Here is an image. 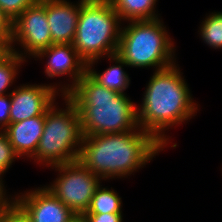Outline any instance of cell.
<instances>
[{
  "label": "cell",
  "mask_w": 222,
  "mask_h": 222,
  "mask_svg": "<svg viewBox=\"0 0 222 222\" xmlns=\"http://www.w3.org/2000/svg\"><path fill=\"white\" fill-rule=\"evenodd\" d=\"M142 95L137 106L138 125L164 148L172 143L165 131L190 121L200 109L177 63L154 71Z\"/></svg>",
  "instance_id": "cell-1"
},
{
  "label": "cell",
  "mask_w": 222,
  "mask_h": 222,
  "mask_svg": "<svg viewBox=\"0 0 222 222\" xmlns=\"http://www.w3.org/2000/svg\"><path fill=\"white\" fill-rule=\"evenodd\" d=\"M165 148L140 127L114 134L83 136L78 160L103 181L128 178Z\"/></svg>",
  "instance_id": "cell-2"
},
{
  "label": "cell",
  "mask_w": 222,
  "mask_h": 222,
  "mask_svg": "<svg viewBox=\"0 0 222 222\" xmlns=\"http://www.w3.org/2000/svg\"><path fill=\"white\" fill-rule=\"evenodd\" d=\"M80 115L82 134L123 133L139 128L137 105L126 93H118L96 82L87 72L66 94Z\"/></svg>",
  "instance_id": "cell-3"
},
{
  "label": "cell",
  "mask_w": 222,
  "mask_h": 222,
  "mask_svg": "<svg viewBox=\"0 0 222 222\" xmlns=\"http://www.w3.org/2000/svg\"><path fill=\"white\" fill-rule=\"evenodd\" d=\"M173 40L161 18L128 21L122 24L117 54L130 68L158 71L177 61Z\"/></svg>",
  "instance_id": "cell-4"
},
{
  "label": "cell",
  "mask_w": 222,
  "mask_h": 222,
  "mask_svg": "<svg viewBox=\"0 0 222 222\" xmlns=\"http://www.w3.org/2000/svg\"><path fill=\"white\" fill-rule=\"evenodd\" d=\"M122 22L109 0H85L73 47L87 65L117 54Z\"/></svg>",
  "instance_id": "cell-5"
},
{
  "label": "cell",
  "mask_w": 222,
  "mask_h": 222,
  "mask_svg": "<svg viewBox=\"0 0 222 222\" xmlns=\"http://www.w3.org/2000/svg\"><path fill=\"white\" fill-rule=\"evenodd\" d=\"M61 98L65 102L63 108L55 102L45 113L43 134L36 153L30 158V161H37L45 167L78 160L82 146L83 134L77 107L66 95Z\"/></svg>",
  "instance_id": "cell-6"
},
{
  "label": "cell",
  "mask_w": 222,
  "mask_h": 222,
  "mask_svg": "<svg viewBox=\"0 0 222 222\" xmlns=\"http://www.w3.org/2000/svg\"><path fill=\"white\" fill-rule=\"evenodd\" d=\"M50 168L58 172L57 178L44 186L80 218L103 180L79 160Z\"/></svg>",
  "instance_id": "cell-7"
},
{
  "label": "cell",
  "mask_w": 222,
  "mask_h": 222,
  "mask_svg": "<svg viewBox=\"0 0 222 222\" xmlns=\"http://www.w3.org/2000/svg\"><path fill=\"white\" fill-rule=\"evenodd\" d=\"M15 45L21 46V50ZM50 45H52V39L47 22L46 0H41L24 10L12 22L9 50L26 60L34 58Z\"/></svg>",
  "instance_id": "cell-8"
},
{
  "label": "cell",
  "mask_w": 222,
  "mask_h": 222,
  "mask_svg": "<svg viewBox=\"0 0 222 222\" xmlns=\"http://www.w3.org/2000/svg\"><path fill=\"white\" fill-rule=\"evenodd\" d=\"M47 60L44 73L48 78L62 77L65 75L71 81L53 86L61 93L66 95L83 77L87 71V64L80 58L73 44H52L47 49L40 51L34 59ZM47 57V58H46Z\"/></svg>",
  "instance_id": "cell-9"
},
{
  "label": "cell",
  "mask_w": 222,
  "mask_h": 222,
  "mask_svg": "<svg viewBox=\"0 0 222 222\" xmlns=\"http://www.w3.org/2000/svg\"><path fill=\"white\" fill-rule=\"evenodd\" d=\"M59 91L50 84H21L10 93V123L20 122L36 116H45L56 102Z\"/></svg>",
  "instance_id": "cell-10"
},
{
  "label": "cell",
  "mask_w": 222,
  "mask_h": 222,
  "mask_svg": "<svg viewBox=\"0 0 222 222\" xmlns=\"http://www.w3.org/2000/svg\"><path fill=\"white\" fill-rule=\"evenodd\" d=\"M26 191L14 194L13 200L33 222H79V217L45 186Z\"/></svg>",
  "instance_id": "cell-11"
},
{
  "label": "cell",
  "mask_w": 222,
  "mask_h": 222,
  "mask_svg": "<svg viewBox=\"0 0 222 222\" xmlns=\"http://www.w3.org/2000/svg\"><path fill=\"white\" fill-rule=\"evenodd\" d=\"M69 0H46L47 22L52 44H72L76 35L81 4Z\"/></svg>",
  "instance_id": "cell-12"
},
{
  "label": "cell",
  "mask_w": 222,
  "mask_h": 222,
  "mask_svg": "<svg viewBox=\"0 0 222 222\" xmlns=\"http://www.w3.org/2000/svg\"><path fill=\"white\" fill-rule=\"evenodd\" d=\"M45 116H36L20 122L10 123L5 129L9 143L22 159H30L37 150L43 134Z\"/></svg>",
  "instance_id": "cell-13"
},
{
  "label": "cell",
  "mask_w": 222,
  "mask_h": 222,
  "mask_svg": "<svg viewBox=\"0 0 222 222\" xmlns=\"http://www.w3.org/2000/svg\"><path fill=\"white\" fill-rule=\"evenodd\" d=\"M112 65L105 69L102 73L96 71L94 65H87V73L100 85L114 90L118 93H125L129 88L131 79L126 73L124 66L129 67L118 54L106 57Z\"/></svg>",
  "instance_id": "cell-14"
},
{
  "label": "cell",
  "mask_w": 222,
  "mask_h": 222,
  "mask_svg": "<svg viewBox=\"0 0 222 222\" xmlns=\"http://www.w3.org/2000/svg\"><path fill=\"white\" fill-rule=\"evenodd\" d=\"M109 1L123 24L128 21L155 20L161 17L155 9L158 0Z\"/></svg>",
  "instance_id": "cell-15"
},
{
  "label": "cell",
  "mask_w": 222,
  "mask_h": 222,
  "mask_svg": "<svg viewBox=\"0 0 222 222\" xmlns=\"http://www.w3.org/2000/svg\"><path fill=\"white\" fill-rule=\"evenodd\" d=\"M86 213H123L122 197L113 188L102 184L96 189Z\"/></svg>",
  "instance_id": "cell-16"
},
{
  "label": "cell",
  "mask_w": 222,
  "mask_h": 222,
  "mask_svg": "<svg viewBox=\"0 0 222 222\" xmlns=\"http://www.w3.org/2000/svg\"><path fill=\"white\" fill-rule=\"evenodd\" d=\"M25 62L27 60L11 50H7L0 56V95L10 94L13 91L8 90L15 83L19 70Z\"/></svg>",
  "instance_id": "cell-17"
},
{
  "label": "cell",
  "mask_w": 222,
  "mask_h": 222,
  "mask_svg": "<svg viewBox=\"0 0 222 222\" xmlns=\"http://www.w3.org/2000/svg\"><path fill=\"white\" fill-rule=\"evenodd\" d=\"M198 34L202 41L213 49H222V12L214 11L203 18Z\"/></svg>",
  "instance_id": "cell-18"
},
{
  "label": "cell",
  "mask_w": 222,
  "mask_h": 222,
  "mask_svg": "<svg viewBox=\"0 0 222 222\" xmlns=\"http://www.w3.org/2000/svg\"><path fill=\"white\" fill-rule=\"evenodd\" d=\"M20 157L15 153L13 146L9 143L8 137L4 131H0V177L10 169L12 163Z\"/></svg>",
  "instance_id": "cell-19"
},
{
  "label": "cell",
  "mask_w": 222,
  "mask_h": 222,
  "mask_svg": "<svg viewBox=\"0 0 222 222\" xmlns=\"http://www.w3.org/2000/svg\"><path fill=\"white\" fill-rule=\"evenodd\" d=\"M36 2L37 0H0V8L13 22L24 10Z\"/></svg>",
  "instance_id": "cell-20"
},
{
  "label": "cell",
  "mask_w": 222,
  "mask_h": 222,
  "mask_svg": "<svg viewBox=\"0 0 222 222\" xmlns=\"http://www.w3.org/2000/svg\"><path fill=\"white\" fill-rule=\"evenodd\" d=\"M0 222H33L27 213L12 200L0 210Z\"/></svg>",
  "instance_id": "cell-21"
},
{
  "label": "cell",
  "mask_w": 222,
  "mask_h": 222,
  "mask_svg": "<svg viewBox=\"0 0 222 222\" xmlns=\"http://www.w3.org/2000/svg\"><path fill=\"white\" fill-rule=\"evenodd\" d=\"M79 222H123V213H84Z\"/></svg>",
  "instance_id": "cell-22"
},
{
  "label": "cell",
  "mask_w": 222,
  "mask_h": 222,
  "mask_svg": "<svg viewBox=\"0 0 222 222\" xmlns=\"http://www.w3.org/2000/svg\"><path fill=\"white\" fill-rule=\"evenodd\" d=\"M12 38V22L0 8V44L9 50Z\"/></svg>",
  "instance_id": "cell-23"
},
{
  "label": "cell",
  "mask_w": 222,
  "mask_h": 222,
  "mask_svg": "<svg viewBox=\"0 0 222 222\" xmlns=\"http://www.w3.org/2000/svg\"><path fill=\"white\" fill-rule=\"evenodd\" d=\"M11 99L10 94L0 95V131L10 124Z\"/></svg>",
  "instance_id": "cell-24"
},
{
  "label": "cell",
  "mask_w": 222,
  "mask_h": 222,
  "mask_svg": "<svg viewBox=\"0 0 222 222\" xmlns=\"http://www.w3.org/2000/svg\"><path fill=\"white\" fill-rule=\"evenodd\" d=\"M13 200L12 195L7 194L4 180L0 177V210L6 207Z\"/></svg>",
  "instance_id": "cell-25"
},
{
  "label": "cell",
  "mask_w": 222,
  "mask_h": 222,
  "mask_svg": "<svg viewBox=\"0 0 222 222\" xmlns=\"http://www.w3.org/2000/svg\"><path fill=\"white\" fill-rule=\"evenodd\" d=\"M7 50L0 44V56L5 53Z\"/></svg>",
  "instance_id": "cell-26"
}]
</instances>
